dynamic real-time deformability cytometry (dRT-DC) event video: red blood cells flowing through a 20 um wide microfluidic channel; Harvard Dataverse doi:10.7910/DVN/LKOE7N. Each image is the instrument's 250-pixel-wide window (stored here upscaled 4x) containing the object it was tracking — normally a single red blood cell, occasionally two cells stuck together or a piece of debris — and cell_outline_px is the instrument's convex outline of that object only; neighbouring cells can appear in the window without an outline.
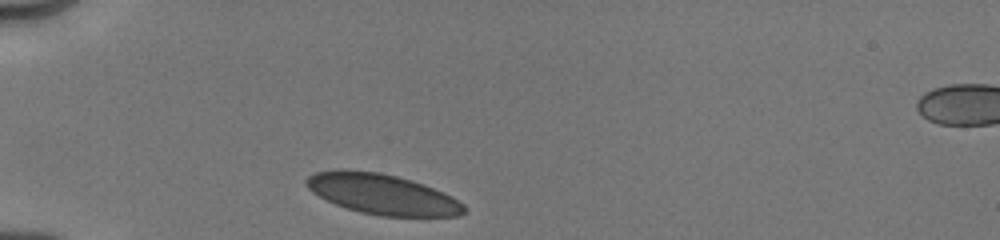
{"species": "human", "species_latin": "Homo sapiens", "temperature_condition": "cold", "stored_images_in_passage": 36, "camera_frame_rate_fps": 3000, "um_per_image_px": 0.085, "donor": {"sex": "male"}, "frame": {"image": 1, "passage_image": 1, "time_ms": 0.0, "image_size_px": [1000, 240], "cell_outline_px": [[464, 212], [456, 216], [380, 216], [360, 212], [336, 204], [312, 192], [304, 184], [304, 180], [308, 176], [316, 172], [340, 168], [348, 168], [380, 172], [412, 180], [424, 184], [452, 196], [464, 204]], "centroid_in_image_um": [32.45, 16.48], "position_along_channel_um": 52.5, "area_um2": 37.22}}
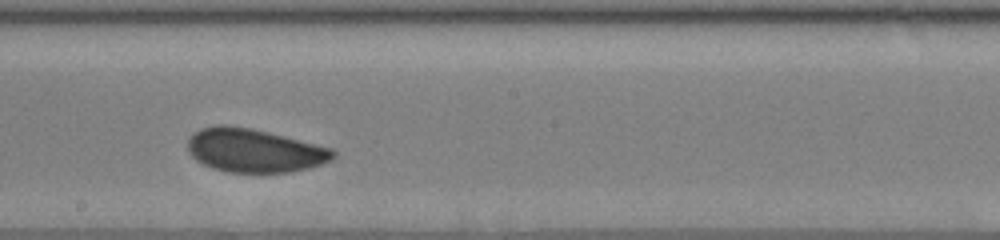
{"frame": {"image": 2, "passage_image": 23, "time_ms": 5.0, "image_size_px": [1000, 240], "cell_outline_px": [[336, 156], [332, 160], [308, 168], [288, 172], [228, 172], [212, 168], [196, 160], [188, 152], [188, 136], [192, 132], [200, 128], [216, 124], [224, 124], [252, 128], [332, 148], [336, 152]], "centroid_in_image_um": [21.58, 12.77], "position_along_channel_um": 226.6, "area_um2": 37.05}}
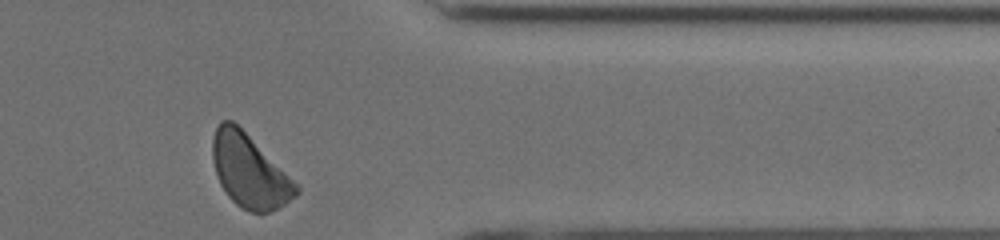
{"frame": {"image": 3, "passage_image": 36, "time_ms": 9.333, "image_size_px": [1000, 240], "cell_outline_px": [[300, 192], [296, 196], [284, 204], [268, 212], [252, 212], [236, 204], [228, 196], [220, 184], [212, 160], [212, 140], [216, 128], [220, 120], [232, 120], [300, 184]], "centroid_in_image_um": [21.22, 14.53], "position_along_channel_um": 390.2, "area_um2": 35.49}, "authors_computed_cell_mechanics": {"area_um2": 37.0209, "velocity_mm_per_s": 3.9622, "shape_relaxation_time_tau1_ms": 3.7152, "shape_relaxation_time_tau2_ms": 0.9241, "deformation_change_tau1": 0.0691, "deformation_change_tau2": 0.0646}}